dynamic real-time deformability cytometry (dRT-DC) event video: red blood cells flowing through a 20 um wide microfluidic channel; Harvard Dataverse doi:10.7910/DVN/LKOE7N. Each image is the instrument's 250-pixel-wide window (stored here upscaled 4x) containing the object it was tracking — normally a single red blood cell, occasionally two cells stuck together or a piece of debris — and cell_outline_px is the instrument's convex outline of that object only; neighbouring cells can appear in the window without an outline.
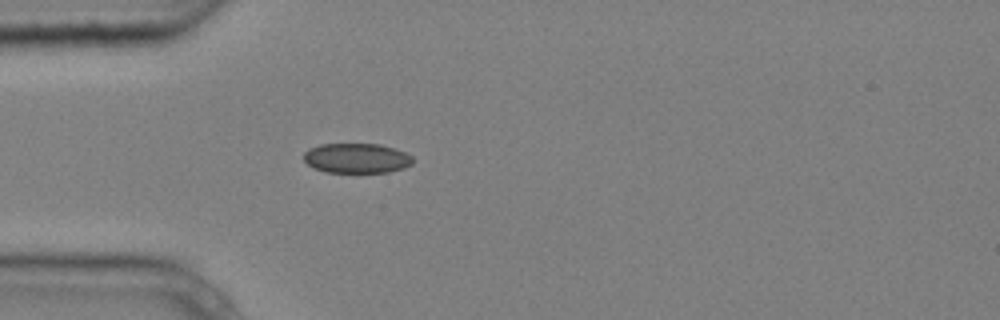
{"species": "common noctule bat (a hibernating species)", "species_latin": "Nyctalus noctula", "temperature_condition": "cold", "stored_images_in_passage": 4, "camera_frame_rate_fps": 3000, "um_per_image_px": 0.085, "animal": {"sex": "male", "body_mass_g": 20.4}, "frame": {"image": 1, "passage_image": 4, "time_ms": 1.0, "image_size_px": [1000, 320], "cell_outline_px": [[412, 164], [404, 168], [388, 172], [324, 172], [308, 164], [304, 160], [304, 152], [308, 148], [320, 144], [380, 144], [404, 152], [412, 156]], "centroid_in_image_um": [30.3, 13.44], "position_along_channel_um": 54.7, "area_um2": 18.9}}